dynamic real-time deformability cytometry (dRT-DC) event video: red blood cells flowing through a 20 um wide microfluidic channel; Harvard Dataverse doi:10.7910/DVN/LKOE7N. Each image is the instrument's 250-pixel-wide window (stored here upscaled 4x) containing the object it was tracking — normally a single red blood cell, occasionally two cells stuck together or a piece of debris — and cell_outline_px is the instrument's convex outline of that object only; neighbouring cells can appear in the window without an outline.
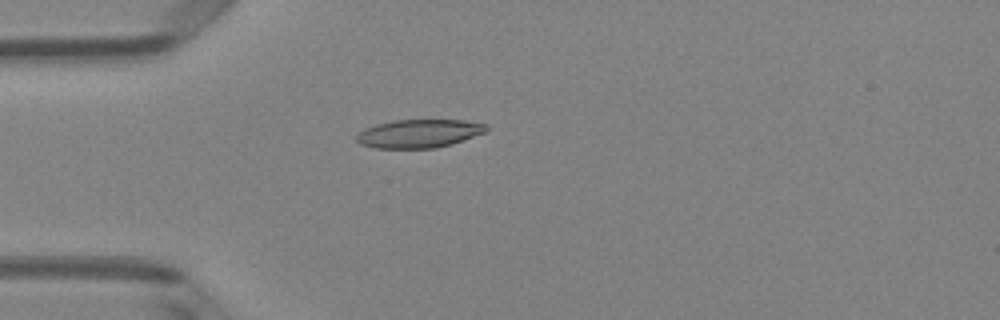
{"species": "Egyptian fruit bat (a non-hibernating species)", "species_latin": "Rousettus aegyptiacus", "temperature_condition": "room temperature", "stored_images_in_passage": 49, "camera_frame_rate_fps": 3000, "um_per_image_px": 0.085, "animal": {"sex": "female"}, "frame": {"image": 1, "passage_image": 13, "time_ms": 4.0, "image_size_px": [1000, 320], "cell_outline_px": [[488, 132], [452, 144], [436, 148], [376, 148], [360, 144], [356, 140], [356, 136], [364, 128], [376, 124], [392, 120], [464, 120], [488, 124]], "centroid_in_image_um": [35.65, 11.35], "position_along_channel_um": 49.3, "area_um2": 21.68}}
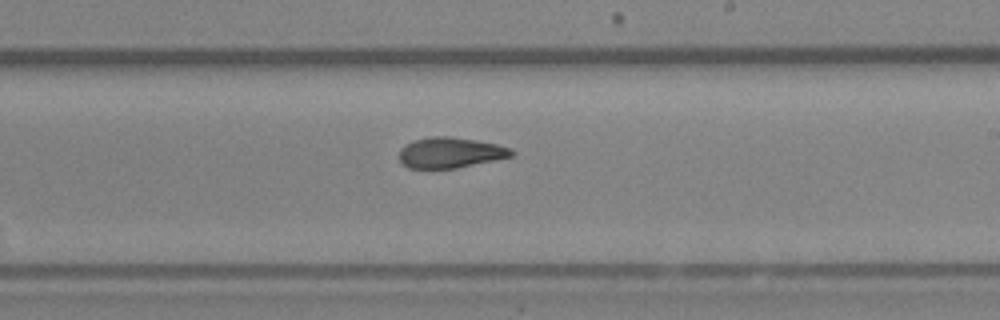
{"frame": {"image": 2, "passage_image": 29, "time_ms": 9.333, "image_size_px": [1000, 320], "cell_outline_px": [[516, 152], [512, 156], [456, 168], [408, 168], [400, 160], [400, 148], [404, 144], [412, 140], [432, 136], [448, 136], [476, 140], [496, 144], [512, 148]], "centroid_in_image_um": [38.27, 12.96], "position_along_channel_um": 250.7, "area_um2": 20.0}}
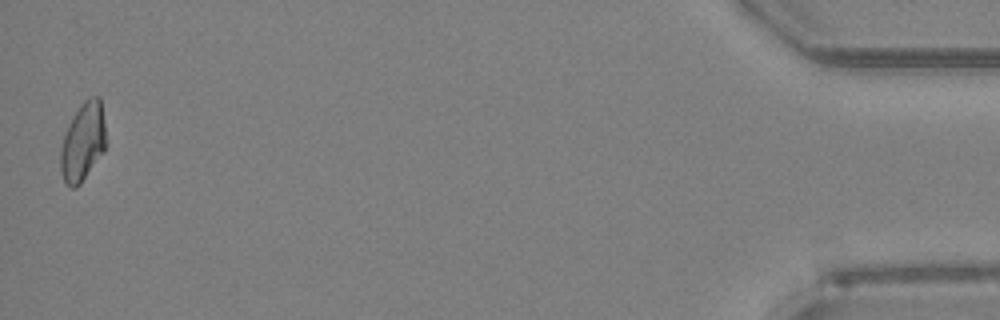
{"frame": {"image": 3, "passage_image": 49, "time_ms": 16.0, "image_size_px": [1000, 320], "cell_outline_px": [[108, 144], [104, 152], [80, 184], [76, 188], [68, 188], [64, 184], [60, 168], [60, 148], [68, 124], [72, 116], [80, 104], [84, 100], [92, 96], [100, 96]], "centroid_in_image_um": [7.06, 12.08], "position_along_channel_um": 428.1, "area_um2": 21.33}, "authors_computed_cell_mechanics": {"area_um2": 21.0392, "velocity_mm_per_s": 4.0187, "shape_relaxation_time_tau1_ms": 5.9339, "shape_relaxation_time_tau2_ms": 2.9813, "deformation_change_tau1": 0.1681, "deformation_change_tau2": 0.094}}